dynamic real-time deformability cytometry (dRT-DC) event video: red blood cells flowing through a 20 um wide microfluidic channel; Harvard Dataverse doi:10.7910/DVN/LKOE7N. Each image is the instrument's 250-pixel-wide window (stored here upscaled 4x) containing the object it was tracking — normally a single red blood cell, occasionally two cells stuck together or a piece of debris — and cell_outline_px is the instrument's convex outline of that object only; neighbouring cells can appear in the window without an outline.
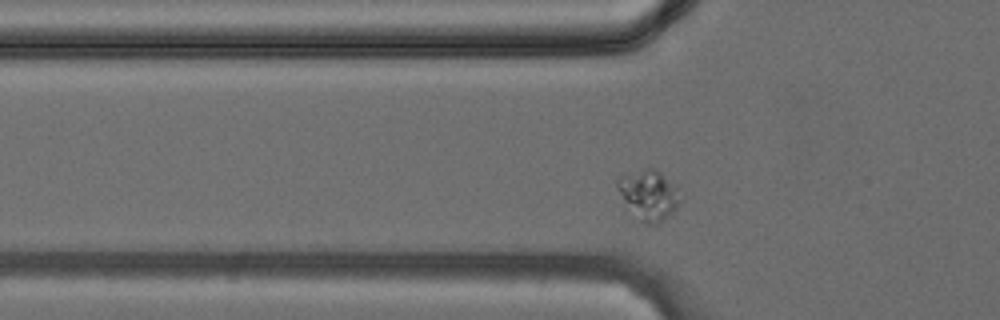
{"species": "common noctule bat (a hibernating species)", "species_latin": "Nyctalus noctula", "temperature_condition": "cold", "stored_images_in_passage": 36, "segment_of_instrument_passage": [1, 2], "camera_frame_rate_fps": 3000, "um_per_image_px": 0.085, "animal": {"sex": "female", "body_mass_g": 24.6, "forearm_length_mm": 56.2}, "frame": {"image": 1, "passage_image": 7, "time_ms": 2.0, "image_size_px": [1000, 320], "cell_outline_px": [[680, 200], [676, 208], [672, 212], [656, 224], [644, 224], [624, 200], [616, 188], [616, 180], [624, 172], [644, 168], [656, 168], [676, 188]], "centroid_in_image_um": [55.09, 16.51], "position_along_channel_um": 70.7, "area_um2": 17.8}}
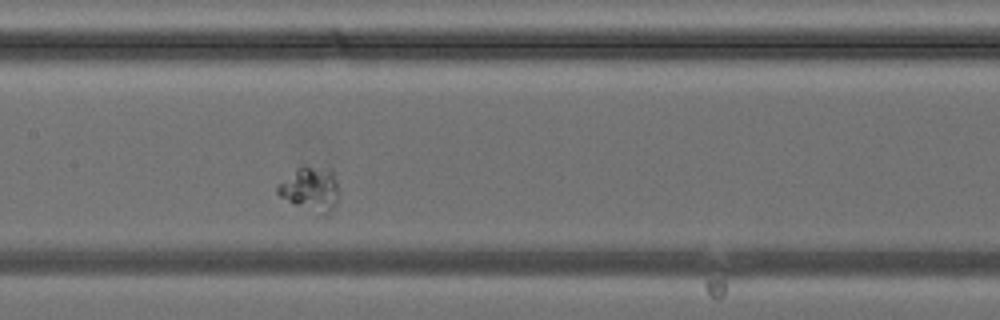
{"frame": {"image": 2, "passage_image": 14, "time_ms": 4.333, "image_size_px": [1000, 320], "cell_outline_px": [[336, 204], [332, 212], [328, 216], [324, 216], [296, 204], [280, 196], [276, 192], [276, 188], [280, 184], [304, 164], [332, 172], [336, 180]], "centroid_in_image_um": [26.41, 16.11], "position_along_channel_um": 181.0, "area_um2": 15.03}}
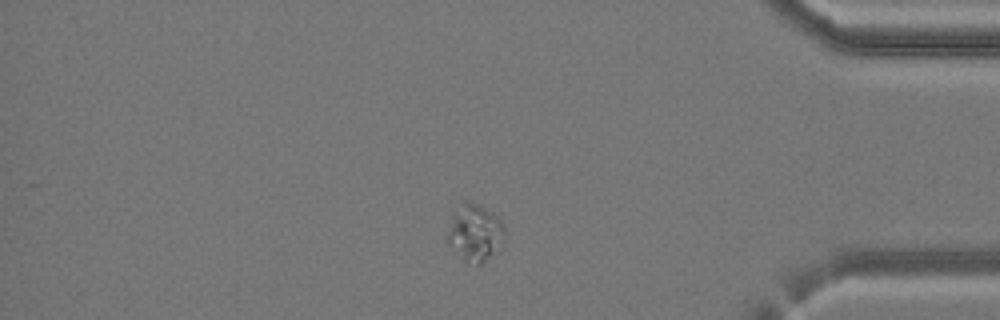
{"frame": {"image": 3, "passage_image": 29, "time_ms": 9.333, "image_size_px": [1000, 320], "cell_outline_px": [[504, 236], [488, 256], [480, 264], [476, 264], [464, 260], [444, 240], [444, 236], [452, 216], [464, 200], [480, 204], [492, 212], [504, 224]], "centroid_in_image_um": [40.29, 19.73], "position_along_channel_um": 394.9, "area_um2": 18.55}}